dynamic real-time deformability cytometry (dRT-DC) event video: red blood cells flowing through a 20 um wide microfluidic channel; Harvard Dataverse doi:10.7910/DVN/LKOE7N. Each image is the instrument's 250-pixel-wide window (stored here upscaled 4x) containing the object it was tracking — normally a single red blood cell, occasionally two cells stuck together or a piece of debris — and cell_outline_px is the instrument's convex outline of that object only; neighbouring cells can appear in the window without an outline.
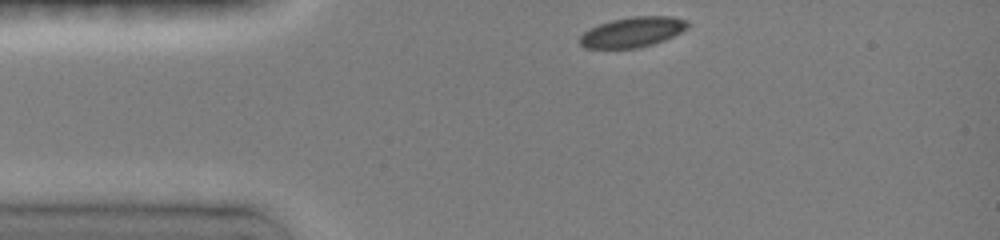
{"species": "common noctule bat (a hibernating species)", "species_latin": "Nyctalus noctula", "temperature_condition": "room temperature", "stored_images_in_passage": 38, "camera_frame_rate_fps": 3000, "um_per_image_px": 0.085, "animal": {"sex": "female", "body_mass_g": 19.0, "forearm_length_mm": 51.5}, "frame": {"image": 1, "passage_image": 1, "time_ms": 0.0, "image_size_px": [1000, 240], "cell_outline_px": [[688, 24], [680, 32], [664, 40], [652, 44], [636, 48], [584, 48], [580, 44], [580, 36], [588, 28], [612, 20], [632, 16], [672, 16], [688, 20]], "centroid_in_image_um": [53.73, 2.72], "position_along_channel_um": 31.3, "area_um2": 18.79}}
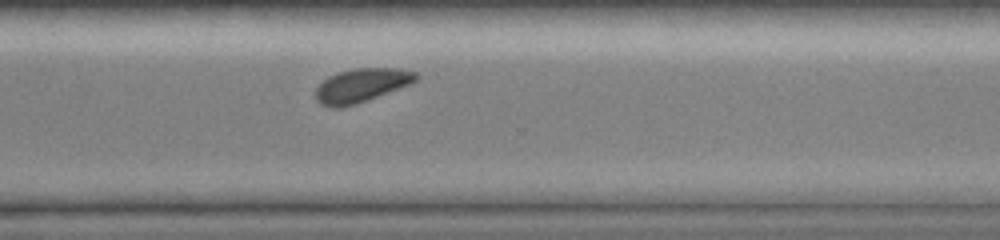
{"frame": {"image": 2, "passage_image": 29, "time_ms": 8.667, "image_size_px": [1000, 240], "cell_outline_px": [[420, 76], [412, 84], [356, 104], [336, 108], [332, 108], [320, 104], [316, 100], [316, 88], [328, 76], [352, 68], [400, 68], [416, 72]], "centroid_in_image_um": [30.75, 7.25], "position_along_channel_um": 339.9, "area_um2": 19.83}}
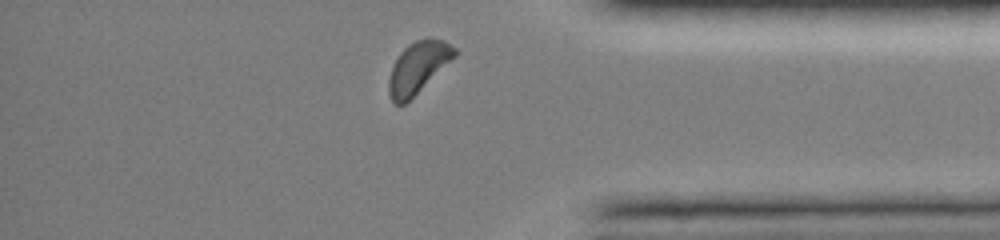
{"frame": {"image": 3, "passage_image": 36, "time_ms": 10.333, "image_size_px": [1000, 240], "cell_outline_px": [[456, 56], [404, 104], [396, 104], [392, 100], [388, 92], [388, 80], [392, 68], [400, 52], [408, 44], [416, 40], [428, 36], [444, 40], [456, 48]], "centroid_in_image_um": [35.54, 5.68], "position_along_channel_um": 399.7, "area_um2": 19.48}, "authors_computed_cell_mechanics": {"area_um2": 20.1433, "velocity_mm_per_s": 3.9824, "shape_relaxation_time_tau1_ms": 2.2824, "shape_relaxation_time_tau2_ms": null, "deformation_change_tau1": 0.0544, "deformation_change_tau2": null}}